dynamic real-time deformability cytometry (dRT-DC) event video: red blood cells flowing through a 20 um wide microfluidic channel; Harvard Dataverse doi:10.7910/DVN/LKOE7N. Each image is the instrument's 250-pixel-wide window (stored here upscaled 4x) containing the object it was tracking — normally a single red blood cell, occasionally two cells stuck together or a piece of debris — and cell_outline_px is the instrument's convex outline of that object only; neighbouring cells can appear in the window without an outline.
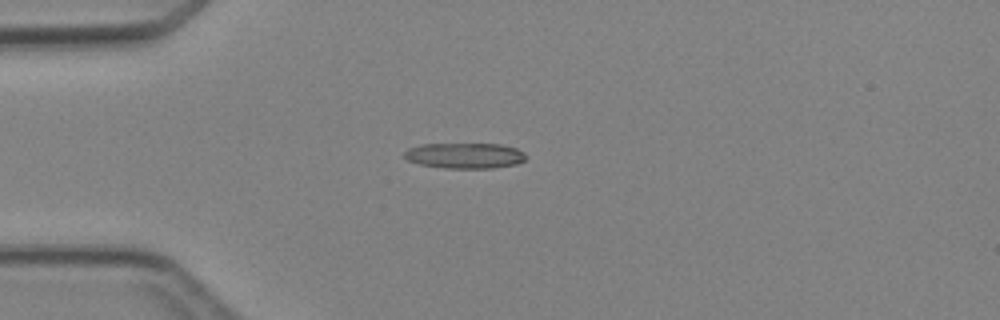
{"species": "Egyptian fruit bat (a non-hibernating species)", "species_latin": "Rousettus aegyptiacus", "temperature_condition": "cold", "stored_images_in_passage": 3, "camera_frame_rate_fps": 3000, "um_per_image_px": 0.085, "animal": {"sex": "female"}, "frame": {"image": 1, "passage_image": 3, "time_ms": 2.333, "image_size_px": [1000, 320], "cell_outline_px": [[524, 160], [516, 164], [492, 168], [444, 168], [420, 164], [408, 160], [400, 156], [408, 148], [420, 144], [500, 144], [516, 148], [524, 152]], "centroid_in_image_um": [39.45, 13.22], "position_along_channel_um": 45.5, "area_um2": 18.15}}